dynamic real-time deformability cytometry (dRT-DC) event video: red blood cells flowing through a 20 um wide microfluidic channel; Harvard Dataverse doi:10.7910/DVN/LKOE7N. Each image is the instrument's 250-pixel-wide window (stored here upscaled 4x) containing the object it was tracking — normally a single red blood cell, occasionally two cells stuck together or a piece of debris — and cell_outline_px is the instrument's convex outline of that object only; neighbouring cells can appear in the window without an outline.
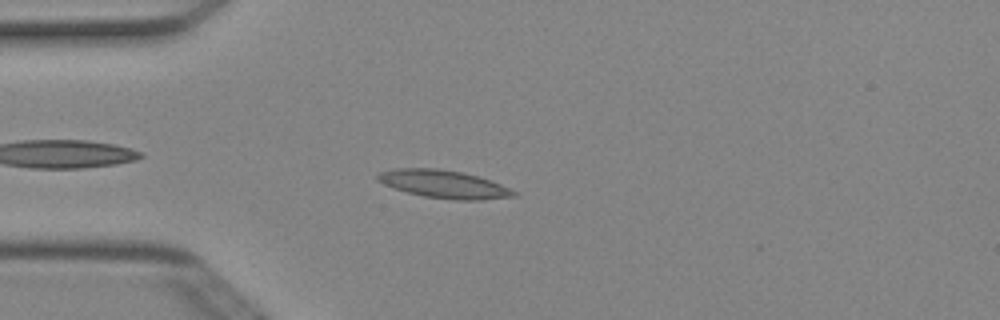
{"species": "Egyptian fruit bat (a non-hibernating species)", "species_latin": "Rousettus aegyptiacus", "temperature_condition": "cold", "stored_images_in_passage": 3, "camera_frame_rate_fps": 3000, "um_per_image_px": 0.085, "animal": {"sex": "female"}, "frame": {"image": 1, "passage_image": 3, "time_ms": 0.667, "image_size_px": [1000, 320], "cell_outline_px": [[516, 196], [480, 200], [456, 200], [424, 196], [408, 192], [384, 184], [376, 180], [376, 176], [380, 172], [396, 168], [440, 168], [460, 172], [476, 176], [500, 184], [516, 192]], "centroid_in_image_um": [37.7, 15.65], "position_along_channel_um": 47.3, "area_um2": 21.79}}